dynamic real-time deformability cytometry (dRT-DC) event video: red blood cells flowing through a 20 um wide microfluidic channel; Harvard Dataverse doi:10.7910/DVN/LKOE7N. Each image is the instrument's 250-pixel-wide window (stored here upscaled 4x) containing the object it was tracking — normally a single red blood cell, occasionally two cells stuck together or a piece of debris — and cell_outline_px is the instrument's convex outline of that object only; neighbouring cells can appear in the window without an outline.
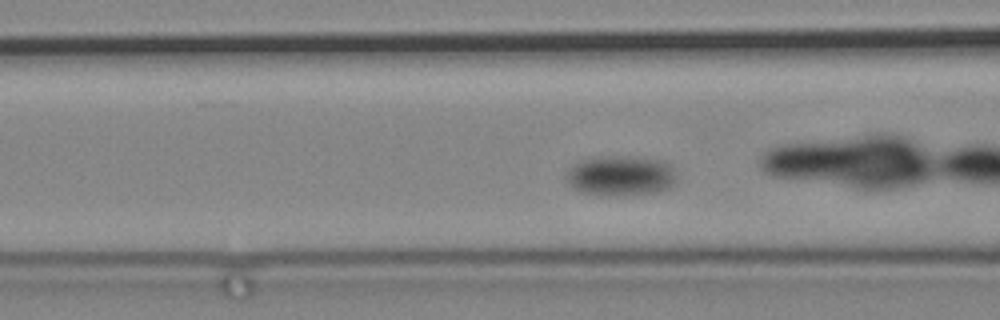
{"species": "common noctule bat (a hibernating species)", "species_latin": "Nyctalus noctula", "temperature_condition": "cold", "stored_images_in_passage": 30, "camera_frame_rate_fps": 3000, "um_per_image_px": 0.085, "animal": {"sex": "male", "body_mass_g": 19.2, "forearm_length_mm": 51.8}, "frame": {"image": 1, "passage_image": 5, "time_ms": 1.333, "image_size_px": [1000, 320], "cell_outline_px": [[680, 176], [676, 184], [672, 188], [656, 192], [624, 196], [608, 196], [580, 192], [572, 188], [564, 180], [564, 176], [580, 160], [600, 156], [628, 156], [664, 160]], "centroid_in_image_um": [52.81, 14.95], "position_along_channel_um": 113.8, "area_um2": 26.59}}